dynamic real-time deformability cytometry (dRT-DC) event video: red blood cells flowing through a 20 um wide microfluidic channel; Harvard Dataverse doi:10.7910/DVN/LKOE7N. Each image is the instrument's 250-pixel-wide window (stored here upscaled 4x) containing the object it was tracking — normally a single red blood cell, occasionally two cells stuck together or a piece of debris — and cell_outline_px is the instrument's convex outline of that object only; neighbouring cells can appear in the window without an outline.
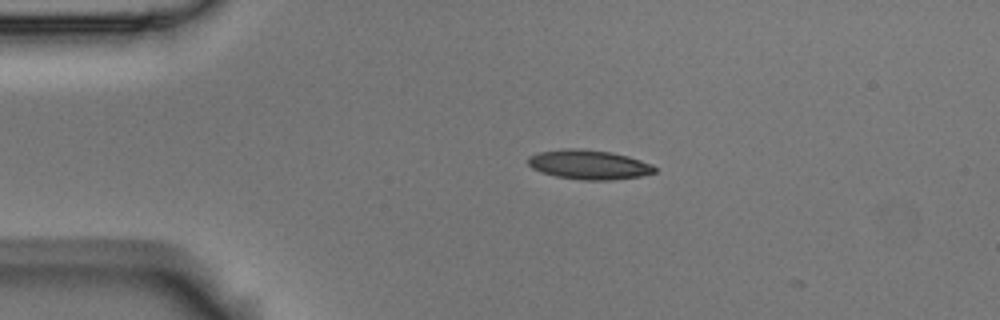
{"species": "Egyptian fruit bat (a non-hibernating species)", "species_latin": "Rousettus aegyptiacus", "temperature_condition": "room temperature", "stored_images_in_passage": 2, "camera_frame_rate_fps": 3000, "um_per_image_px": 0.085, "animal": {"sex": "male"}, "frame": {"image": 1, "passage_image": 1, "time_ms": 0.0, "image_size_px": [1000, 320], "cell_outline_px": [[656, 172], [640, 176], [612, 180], [580, 180], [556, 176], [532, 168], [528, 164], [528, 156], [540, 152], [568, 148], [580, 148], [612, 152], [628, 156], [652, 164], [656, 168]], "centroid_in_image_um": [50.08, 13.99], "position_along_channel_um": 34.9, "area_um2": 21.68}}